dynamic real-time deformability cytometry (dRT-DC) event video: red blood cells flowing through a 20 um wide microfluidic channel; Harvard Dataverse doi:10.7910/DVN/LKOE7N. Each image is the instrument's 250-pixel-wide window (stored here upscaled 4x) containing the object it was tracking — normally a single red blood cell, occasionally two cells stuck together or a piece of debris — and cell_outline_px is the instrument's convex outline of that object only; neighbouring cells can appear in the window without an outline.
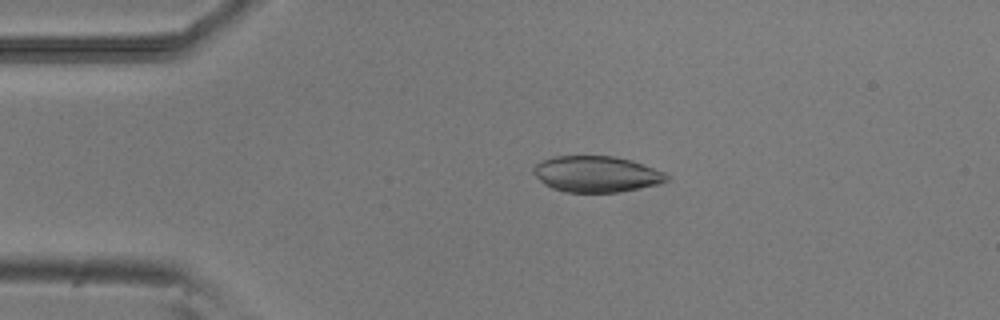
{"species": "common noctule bat (a hibernating species)", "species_latin": "Nyctalus noctula", "temperature_condition": "room temperature", "stored_images_in_passage": 51, "camera_frame_rate_fps": 3000, "um_per_image_px": 0.085, "animal": {"sex": "male", "body_mass_g": 20.5, "forearm_length_mm": 52.5}, "frame": {"image": 1, "passage_image": 10, "time_ms": 3.0, "image_size_px": [1000, 320], "cell_outline_px": [[668, 180], [660, 184], [620, 192], [564, 192], [552, 188], [544, 184], [532, 172], [532, 168], [536, 164], [552, 156], [616, 156], [632, 160], [664, 172], [668, 176]], "centroid_in_image_um": [50.69, 14.8], "position_along_channel_um": 34.3, "area_um2": 28.09}}
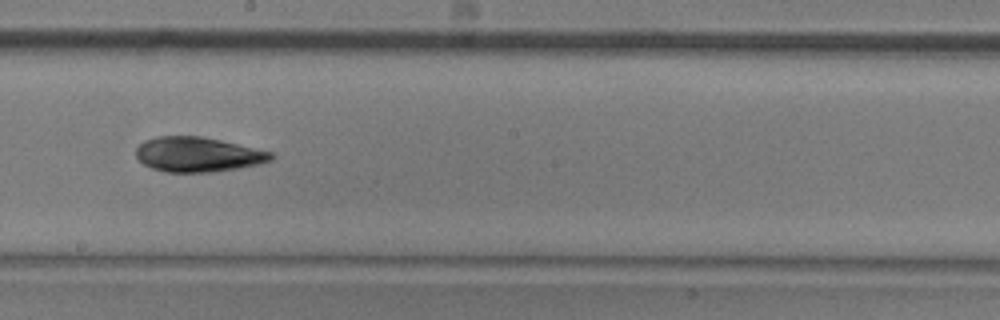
{"frame": {"image": 2, "passage_image": 28, "time_ms": 9.0, "image_size_px": [1000, 320], "cell_outline_px": [[276, 156], [272, 160], [260, 164], [212, 172], [164, 172], [152, 168], [144, 164], [136, 156], [136, 148], [144, 140], [156, 136], [200, 136], [220, 140], [272, 152]], "centroid_in_image_um": [16.81, 13.13], "position_along_channel_um": 231.4, "area_um2": 27.34}}
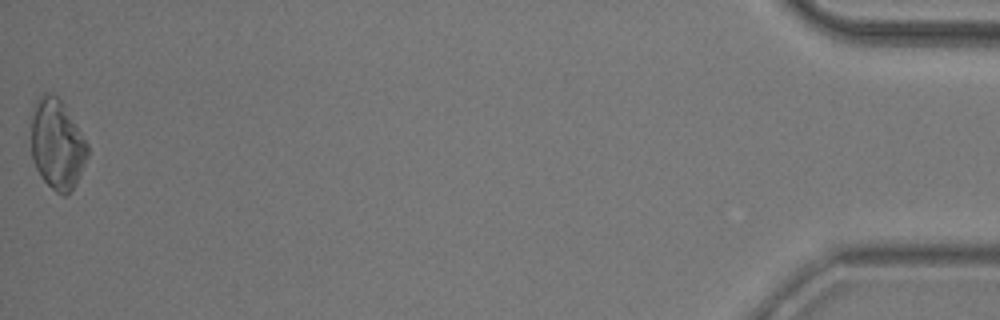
{"frame": {"image": 3, "passage_image": 51, "time_ms": 16.667, "image_size_px": [1000, 320], "cell_outline_px": [[88, 156], [76, 184], [68, 196], [64, 196], [56, 192], [40, 176], [36, 168], [32, 156], [32, 116], [36, 100], [44, 92], [52, 92], [64, 104], [88, 144]], "centroid_in_image_um": [4.86, 12.28], "position_along_channel_um": 430.3, "area_um2": 29.54}, "authors_computed_cell_mechanics": {"area_um2": 27.6862, "velocity_mm_per_s": 3.8792, "shape_relaxation_time_tau1_ms": 6.0676, "shape_relaxation_time_tau2_ms": 3.2787, "deformation_change_tau1": 0.1353, "deformation_change_tau2": 0.086}}